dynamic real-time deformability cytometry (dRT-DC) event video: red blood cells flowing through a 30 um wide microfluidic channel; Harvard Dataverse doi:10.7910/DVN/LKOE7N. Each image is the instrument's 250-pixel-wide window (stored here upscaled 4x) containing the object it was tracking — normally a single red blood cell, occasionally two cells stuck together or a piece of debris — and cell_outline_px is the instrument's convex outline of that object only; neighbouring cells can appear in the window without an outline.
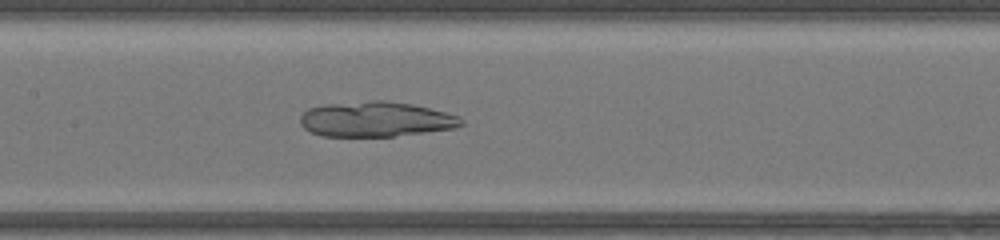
{"species": "common noctule bat (a hibernating species)", "species_latin": "Nyctalus noctula", "temperature_condition": "warm", "stored_images_in_passage": 49, "camera_frame_rate_fps": 3000, "um_per_image_px": 0.085, "animal": {"sex": "female", "body_mass_g": 17.0, "forearm_length_mm": 48.0}, "frame": {"image": 1, "passage_image": 25, "time_ms": 8.0, "image_size_px": [1000, 240], "cell_outline_px": [[460, 124], [444, 128], [392, 136], [328, 136], [312, 132], [304, 124], [304, 116], [312, 108], [364, 104], [404, 104], [424, 108], [440, 112], [452, 116]], "centroid_in_image_um": [31.89, 10.21], "position_along_channel_um": 175.5, "area_um2": 28.73}}
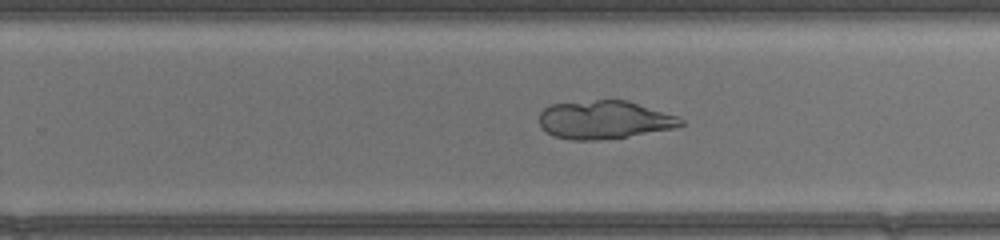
{"frame": {"image": 2, "passage_image": 32, "time_ms": 10.333, "image_size_px": [1000, 240], "cell_outline_px": [[680, 124], [664, 128], [624, 136], [560, 136], [548, 132], [544, 128], [540, 120], [540, 116], [548, 108], [556, 104], [600, 100], [620, 100], [672, 116]], "centroid_in_image_um": [51.25, 10.12], "position_along_channel_um": 278.5, "area_um2": 27.57}}
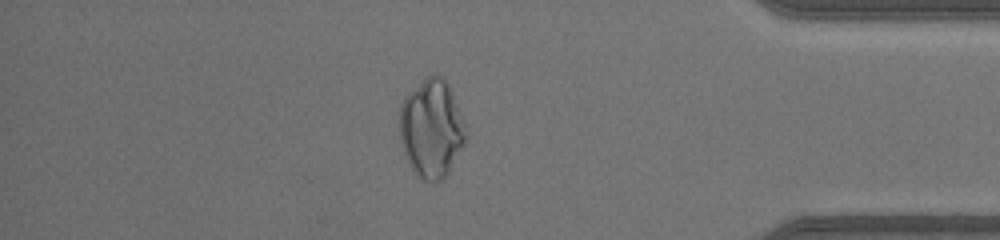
{"frame": {"image": 3, "passage_image": 42, "time_ms": 13.667, "image_size_px": [1000, 240], "cell_outline_px": [[460, 144], [444, 164], [420, 172], [416, 168], [408, 152], [404, 136], [404, 108], [428, 84], [444, 88], [448, 96], [460, 136]], "centroid_in_image_um": [36.59, 10.93], "position_along_channel_um": 398.6, "area_um2": 25.95}}